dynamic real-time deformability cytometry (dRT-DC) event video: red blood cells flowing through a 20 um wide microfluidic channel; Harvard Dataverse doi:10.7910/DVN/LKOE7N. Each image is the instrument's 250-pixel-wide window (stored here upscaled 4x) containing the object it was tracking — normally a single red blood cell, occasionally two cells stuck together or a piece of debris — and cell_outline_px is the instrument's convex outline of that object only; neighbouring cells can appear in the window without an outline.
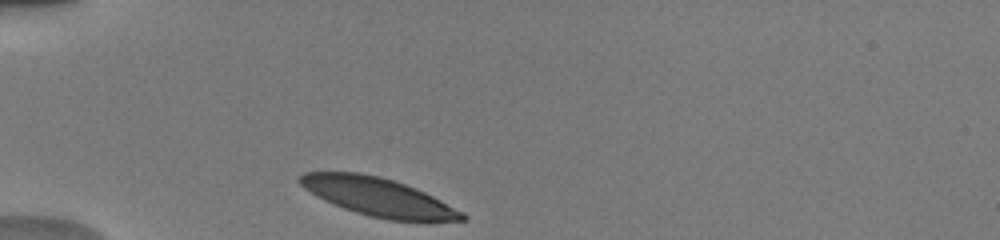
{"species": "human", "species_latin": "Homo sapiens", "temperature_condition": "warm", "stored_images_in_passage": 30, "camera_frame_rate_fps": 3000, "um_per_image_px": 0.085, "donor": {"sex": "male"}, "frame": {"image": 1, "passage_image": 1, "time_ms": 0.0, "image_size_px": [1000, 240], "cell_outline_px": [[468, 216], [464, 220], [388, 220], [368, 216], [344, 208], [324, 200], [316, 196], [304, 188], [296, 180], [304, 172], [360, 172], [380, 176], [404, 184], [424, 192], [464, 212]], "centroid_in_image_um": [32.1, 16.73], "position_along_channel_um": 52.9, "area_um2": 35.72}}
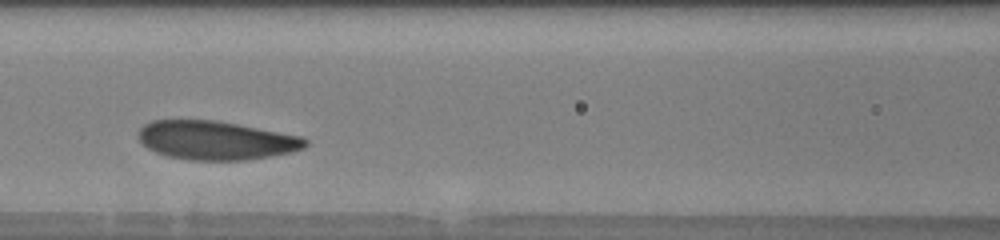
{"frame": {"image": 2, "passage_image": 10, "time_ms": 3.0, "image_size_px": [1000, 240], "cell_outline_px": [[308, 144], [304, 148], [292, 152], [244, 160], [192, 160], [168, 156], [156, 152], [148, 148], [140, 140], [140, 128], [144, 124], [152, 120], [216, 120], [304, 136], [308, 140]], "centroid_in_image_um": [18.4, 11.92], "position_along_channel_um": 148.2, "area_um2": 37.63}}
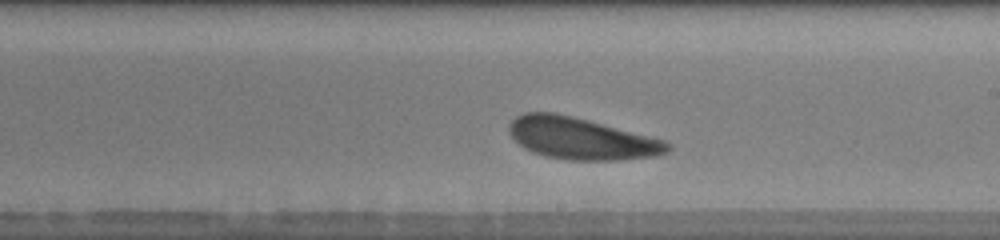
{"frame": {"image": 3, "passage_image": 17, "time_ms": 5.333, "image_size_px": [1000, 240], "cell_outline_px": [[672, 148], [668, 152], [656, 156], [620, 160], [568, 160], [544, 156], [532, 152], [524, 148], [508, 132], [508, 124], [516, 116], [524, 112], [556, 112], [588, 120], [664, 140], [672, 144]], "centroid_in_image_um": [49.4, 11.77], "position_along_channel_um": 239.6, "area_um2": 38.67}, "authors_computed_cell_mechanics": {"area_um2": 38.4948, "velocity_mm_per_s": 3.9217, "shape_relaxation_time_tau1_ms": 1.9272, "shape_relaxation_time_tau2_ms": null, "deformation_change_tau1": 0.1052, "deformation_change_tau2": null}}